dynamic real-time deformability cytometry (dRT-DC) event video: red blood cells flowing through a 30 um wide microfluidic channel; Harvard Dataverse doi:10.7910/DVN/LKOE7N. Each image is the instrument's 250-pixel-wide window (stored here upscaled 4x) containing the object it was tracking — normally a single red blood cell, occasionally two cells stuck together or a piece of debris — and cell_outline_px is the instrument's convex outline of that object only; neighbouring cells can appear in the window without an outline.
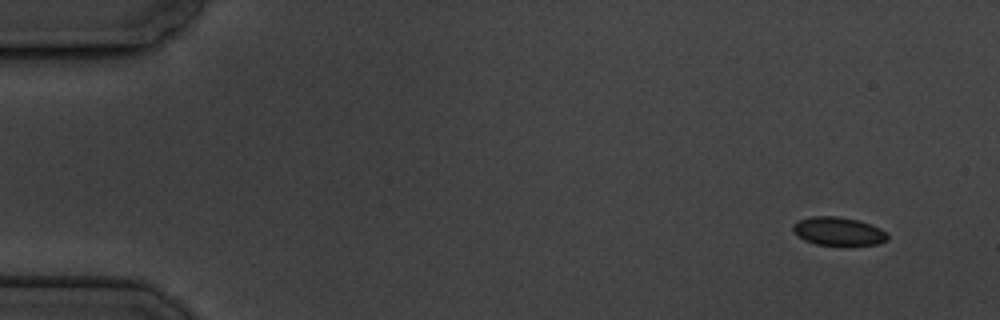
{"species": "common noctule bat (a hibernating species)", "species_latin": "Nyctalus noctula", "temperature_condition": "cold", "stored_images_in_passage": 5, "camera_frame_rate_fps": 3000, "um_per_image_px": 0.085, "animal": {"sex": "male", "body_mass_g": 19.5, "forearm_length_mm": 54.6}, "frame": {"image": 1, "passage_image": 1, "time_ms": 0.0, "image_size_px": [1000, 320], "cell_outline_px": [[888, 240], [876, 244], [816, 244], [804, 240], [792, 228], [792, 224], [796, 220], [812, 216], [840, 216], [860, 220], [880, 228], [888, 232]], "centroid_in_image_um": [71.27, 19.62], "position_along_channel_um": 13.7, "area_um2": 15.55}}
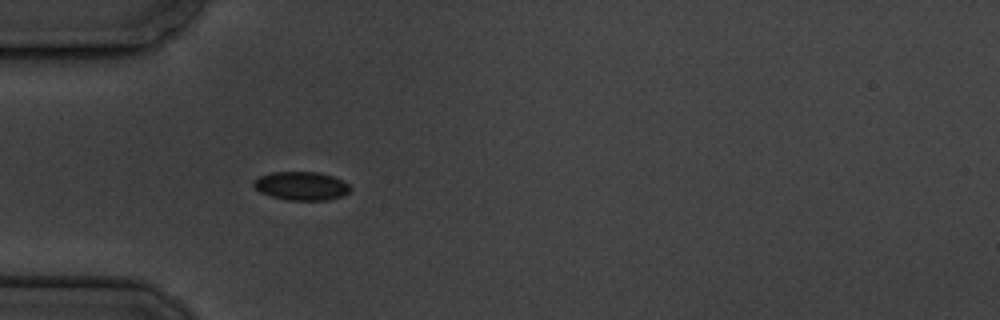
{"frame": {"image": 2, "passage_image": 5, "time_ms": 4.667, "image_size_px": [1000, 320], "cell_outline_px": [[352, 188], [344, 196], [328, 200], [288, 200], [272, 196], [260, 192], [252, 184], [252, 180], [260, 176], [272, 172], [320, 172], [332, 176], [348, 184]], "centroid_in_image_um": [25.61, 15.8], "position_along_channel_um": 59.4, "area_um2": 16.07}}